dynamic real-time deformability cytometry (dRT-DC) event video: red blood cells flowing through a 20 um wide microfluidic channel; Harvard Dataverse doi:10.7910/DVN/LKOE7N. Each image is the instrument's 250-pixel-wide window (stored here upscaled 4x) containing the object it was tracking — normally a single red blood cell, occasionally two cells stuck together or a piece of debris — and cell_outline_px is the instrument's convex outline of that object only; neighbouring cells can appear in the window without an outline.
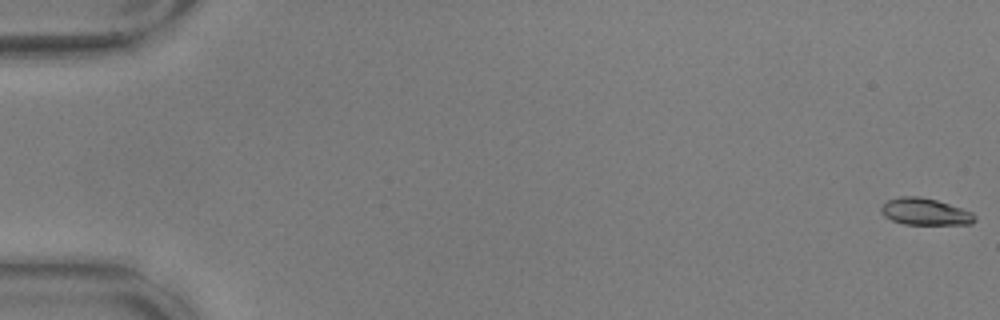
{"species": "common noctule bat (a hibernating species)", "species_latin": "Nyctalus noctula", "temperature_condition": "warm", "stored_images_in_passage": 57, "camera_frame_rate_fps": 3000, "um_per_image_px": 0.085, "animal": {"sex": "male", "body_mass_g": 17.9, "forearm_length_mm": 54.2}, "frame": {"image": 1, "passage_image": 1, "time_ms": 0.0, "image_size_px": [1000, 320], "cell_outline_px": [[976, 220], [972, 224], [904, 224], [892, 220], [884, 216], [880, 212], [880, 208], [888, 200], [900, 196], [920, 196], [936, 200], [972, 212], [976, 216]], "centroid_in_image_um": [78.62, 17.99], "position_along_channel_um": 6.4, "area_um2": 14.57}}
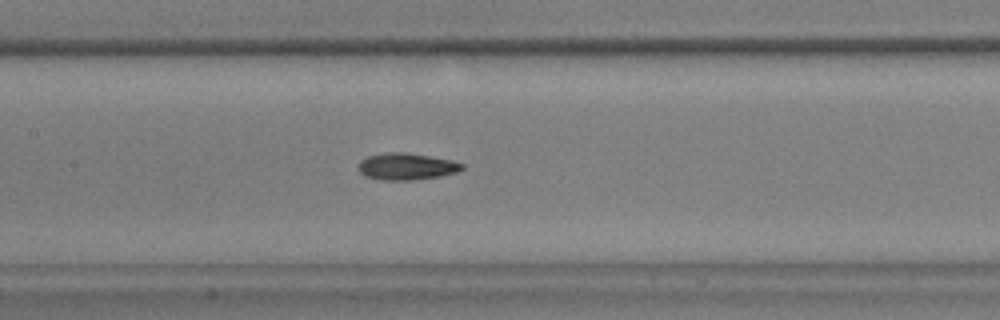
{"frame": {"image": 2, "passage_image": 28, "time_ms": 9.0, "image_size_px": [1000, 320], "cell_outline_px": [[464, 168], [456, 172], [440, 176], [412, 180], [380, 180], [364, 176], [356, 168], [360, 160], [368, 156], [388, 152], [404, 152], [452, 160], [464, 164]], "centroid_in_image_um": [34.51, 14.15], "position_along_channel_um": 172.9, "area_um2": 16.24}}
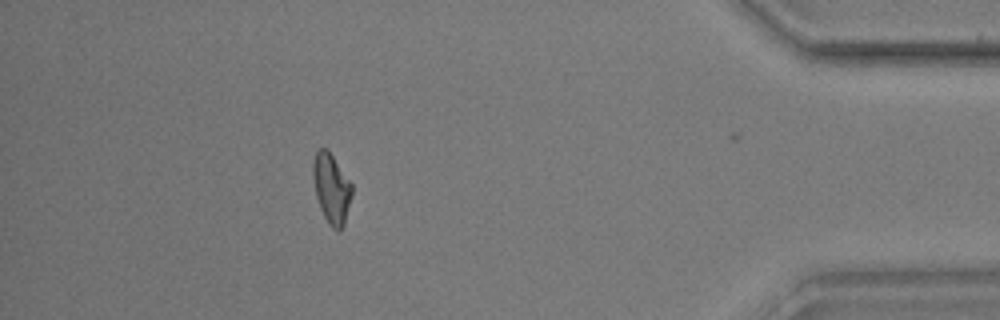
{"frame": {"image": 3, "passage_image": 51, "time_ms": 16.667, "image_size_px": [1000, 320], "cell_outline_px": [[352, 196], [344, 224], [340, 228], [332, 228], [328, 224], [320, 208], [316, 196], [312, 176], [312, 164], [316, 152], [320, 148], [328, 148], [352, 184]], "centroid_in_image_um": [28.16, 15.98], "position_along_channel_um": 407.0, "area_um2": 15.84}, "authors_computed_cell_mechanics": {"area_um2": 15.5482, "velocity_mm_per_s": 3.6434, "shape_relaxation_time_tau1_ms": 6.0095, "shape_relaxation_time_tau2_ms": 3.7206, "deformation_change_tau1": 0.1663, "deformation_change_tau2": 0.1004}}